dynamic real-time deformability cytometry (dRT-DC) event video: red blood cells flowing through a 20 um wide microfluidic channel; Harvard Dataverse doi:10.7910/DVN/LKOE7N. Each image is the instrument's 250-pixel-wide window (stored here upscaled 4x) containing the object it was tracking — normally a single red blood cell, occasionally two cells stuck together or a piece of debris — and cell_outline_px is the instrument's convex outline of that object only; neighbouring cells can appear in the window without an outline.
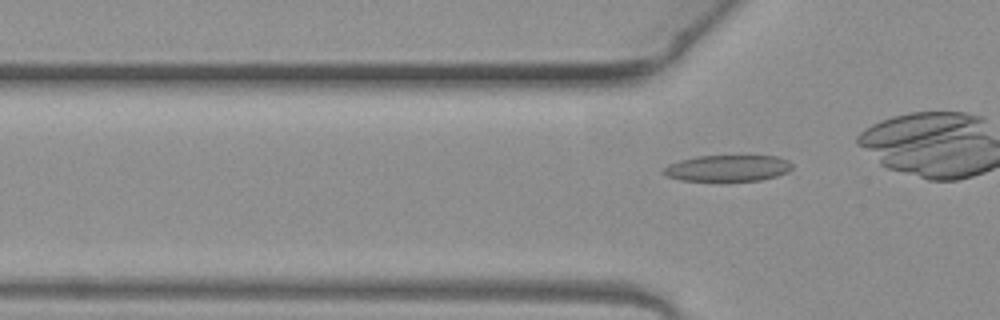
{"species": "common noctule bat (a hibernating species)", "species_latin": "Nyctalus noctula", "temperature_condition": "warm", "stored_images_in_passage": 4, "camera_frame_rate_fps": 3000, "um_per_image_px": 0.085, "animal": {"sex": "female", "body_mass_g": 19.3, "forearm_length_mm": 54.1}, "frame": {"image": 1, "passage_image": 4, "time_ms": 1.0, "image_size_px": [1000, 320], "cell_outline_px": [[792, 168], [788, 172], [776, 176], [760, 180], [680, 180], [668, 176], [660, 172], [668, 164], [680, 160], [696, 156], [776, 156], [788, 160], [792, 164]], "centroid_in_image_um": [61.85, 14.28], "position_along_channel_um": 64.0, "area_um2": 19.54}}